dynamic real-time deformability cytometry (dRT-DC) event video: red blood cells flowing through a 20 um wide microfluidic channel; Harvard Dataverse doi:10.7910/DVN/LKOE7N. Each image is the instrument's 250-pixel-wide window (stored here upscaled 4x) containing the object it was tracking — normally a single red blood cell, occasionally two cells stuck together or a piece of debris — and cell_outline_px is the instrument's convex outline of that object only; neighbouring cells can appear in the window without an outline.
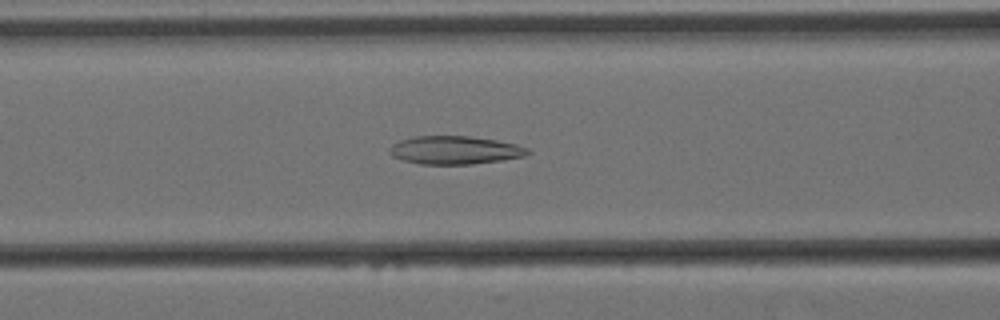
{"species": "Egyptian fruit bat (a non-hibernating species)", "species_latin": "Rousettus aegyptiacus", "temperature_condition": "cold", "stored_images_in_passage": 57, "camera_frame_rate_fps": 3000, "um_per_image_px": 0.085, "animal": {"sex": "female"}, "frame": {"image": 1, "passage_image": 22, "time_ms": 7.0, "image_size_px": [1000, 320], "cell_outline_px": [[532, 152], [524, 156], [504, 160], [472, 164], [420, 164], [404, 160], [392, 156], [388, 152], [392, 144], [400, 140], [416, 136], [468, 136], [496, 140], [516, 144], [528, 148]], "centroid_in_image_um": [38.68, 12.76], "position_along_channel_um": 127.9, "area_um2": 22.72}}
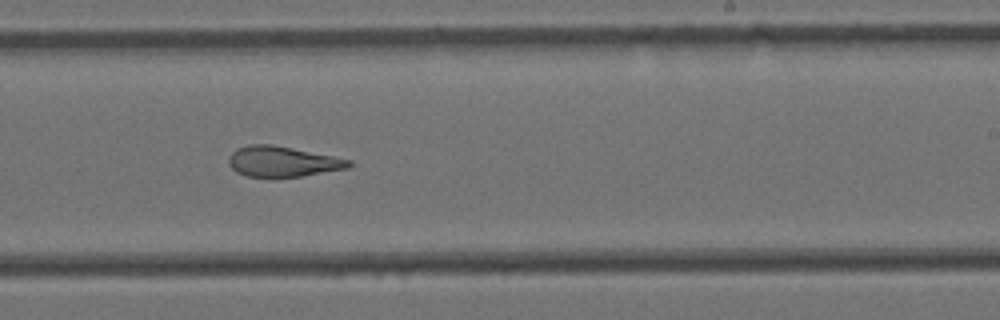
{"frame": {"image": 2, "passage_image": 34, "time_ms": 11.0, "image_size_px": [1000, 320], "cell_outline_px": [[352, 164], [348, 168], [300, 176], [272, 180], [248, 176], [236, 172], [228, 164], [228, 156], [236, 148], [248, 144], [272, 144], [352, 160]], "centroid_in_image_um": [23.95, 13.76], "position_along_channel_um": 265.1, "area_um2": 21.85}}
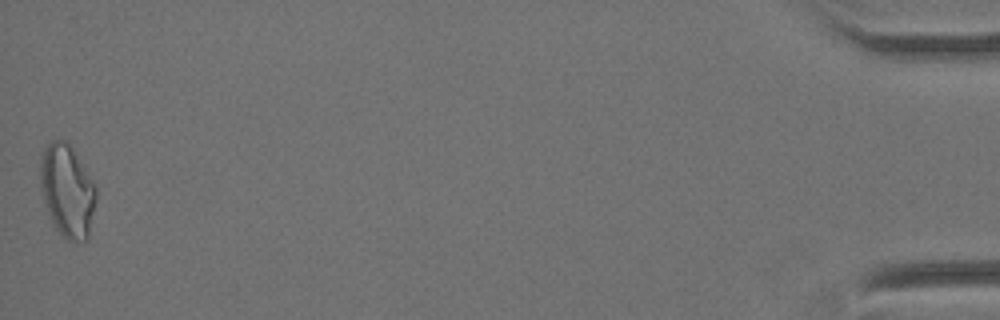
{"frame": {"image": 3, "passage_image": 57, "time_ms": 18.667, "image_size_px": [1000, 320], "cell_outline_px": [[96, 200], [88, 240], [68, 240], [56, 228], [48, 212], [40, 188], [40, 156], [44, 148], [52, 140], [64, 140], [68, 144], [96, 188]], "centroid_in_image_um": [5.69, 16.23], "position_along_channel_um": 429.5, "area_um2": 29.42}, "authors_computed_cell_mechanics": {"area_um2": 24.2182, "velocity_mm_per_s": 3.4458, "shape_relaxation_time_tau1_ms": null, "shape_relaxation_time_tau2_ms": 4.1511, "deformation_change_tau1": null, "deformation_change_tau2": 0.1392}}